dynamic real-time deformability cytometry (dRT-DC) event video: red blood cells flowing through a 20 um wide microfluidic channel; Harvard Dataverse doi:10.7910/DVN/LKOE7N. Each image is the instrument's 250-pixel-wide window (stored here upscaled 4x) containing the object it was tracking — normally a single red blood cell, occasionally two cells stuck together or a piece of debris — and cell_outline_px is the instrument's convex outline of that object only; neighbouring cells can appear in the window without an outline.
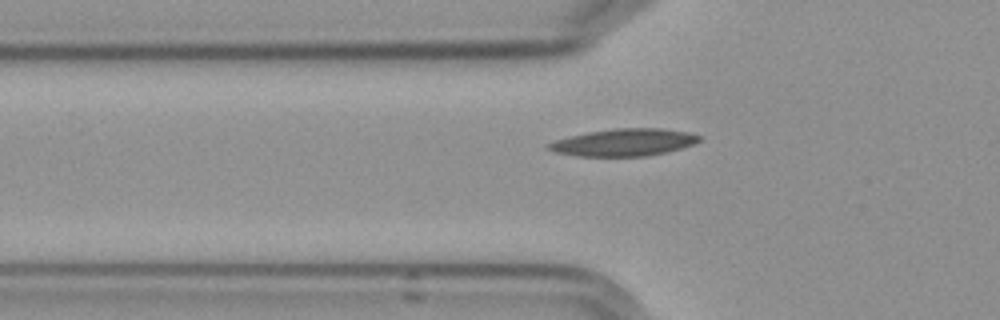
{"species": "Egyptian fruit bat (a non-hibernating species)", "species_latin": "Rousettus aegyptiacus", "temperature_condition": "cold", "stored_images_in_passage": 34, "camera_frame_rate_fps": 3000, "um_per_image_px": 0.085, "frame": {"image": 1, "passage_image": 2, "time_ms": 0.333, "image_size_px": [1000, 320], "cell_outline_px": [[700, 140], [696, 144], [668, 152], [644, 156], [576, 156], [556, 152], [544, 148], [544, 144], [556, 140], [588, 132], [612, 128], [660, 128], [688, 132], [700, 136]], "centroid_in_image_um": [53.02, 12.1], "position_along_channel_um": 72.8, "area_um2": 24.04}}
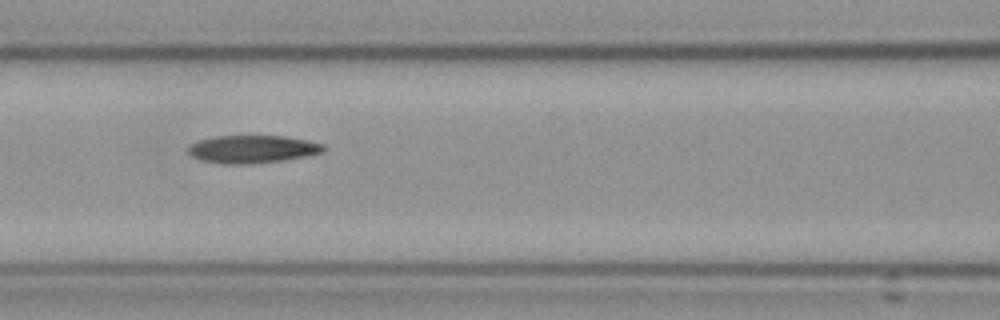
{"frame": {"image": 2, "passage_image": 8, "time_ms": 2.333, "image_size_px": [1000, 320], "cell_outline_px": [[324, 152], [308, 156], [284, 160], [252, 164], [220, 164], [200, 160], [192, 156], [188, 152], [188, 148], [192, 144], [200, 140], [216, 136], [284, 136], [308, 140], [324, 144]], "centroid_in_image_um": [21.48, 12.69], "position_along_channel_um": 145.1, "area_um2": 22.02}}
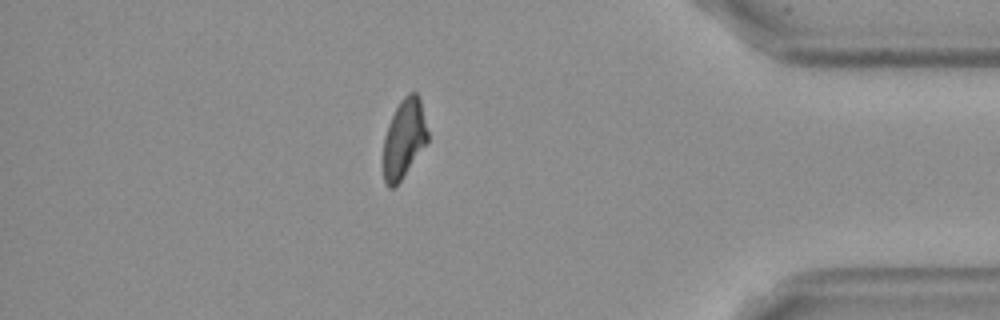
{"frame": {"image": 3, "passage_image": 32, "time_ms": 10.333, "image_size_px": [1000, 320], "cell_outline_px": [[428, 140], [400, 180], [392, 188], [388, 188], [384, 180], [384, 136], [388, 124], [400, 100], [408, 92], [416, 92], [420, 100], [428, 132]], "centroid_in_image_um": [34.33, 11.75], "position_along_channel_um": 400.9, "area_um2": 19.94}}